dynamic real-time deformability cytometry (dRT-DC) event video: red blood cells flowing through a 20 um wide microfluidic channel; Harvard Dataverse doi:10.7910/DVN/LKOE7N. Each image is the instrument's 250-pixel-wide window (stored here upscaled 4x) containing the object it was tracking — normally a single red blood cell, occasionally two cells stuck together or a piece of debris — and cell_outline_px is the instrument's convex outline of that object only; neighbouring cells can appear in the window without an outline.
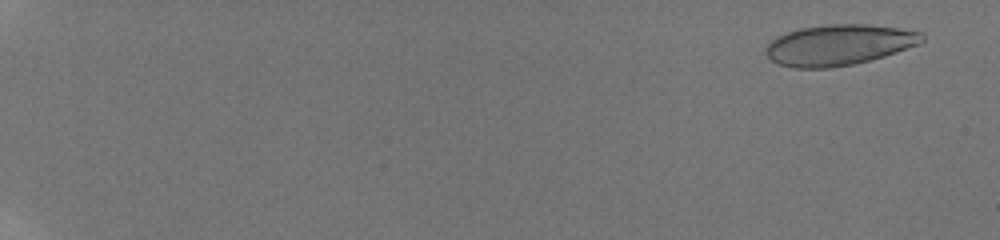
{"species": "human", "species_latin": "Homo sapiens", "temperature_condition": "room temperature", "stored_images_in_passage": 37, "camera_frame_rate_fps": 3000, "um_per_image_px": 0.085, "donor": {"sex": "male"}, "frame": {"image": 1, "passage_image": 1, "time_ms": 0.0, "image_size_px": [1000, 240], "cell_outline_px": [[924, 40], [920, 44], [884, 56], [852, 64], [828, 68], [792, 68], [780, 64], [772, 60], [764, 52], [764, 48], [776, 36], [800, 28], [828, 24], [868, 24], [896, 28], [920, 32], [924, 36]], "centroid_in_image_um": [71.28, 3.81], "position_along_channel_um": 13.7, "area_um2": 36.93}}
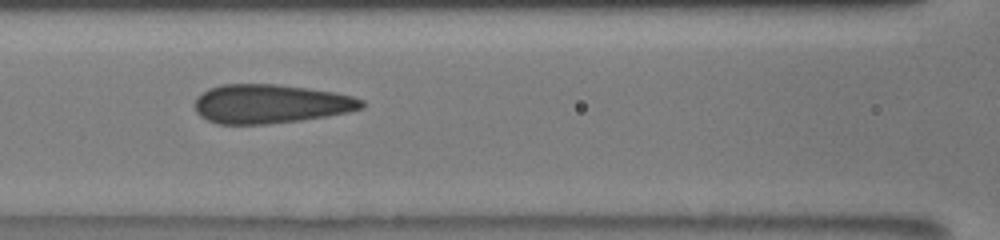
{"frame": {"image": 2, "passage_image": 19, "time_ms": 9.0, "image_size_px": [1000, 240], "cell_outline_px": [[364, 108], [348, 112], [328, 116], [300, 120], [268, 124], [216, 124], [200, 116], [196, 112], [196, 96], [208, 88], [220, 84], [280, 84], [308, 88], [332, 92], [352, 96], [364, 100]], "centroid_in_image_um": [22.98, 8.82], "position_along_channel_um": 143.6, "area_um2": 38.09}}
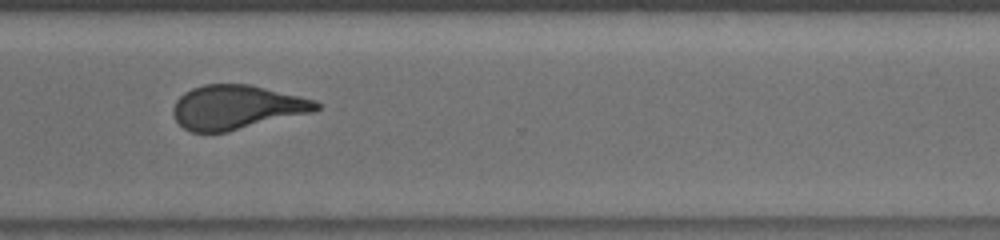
{"frame": {"image": 3, "passage_image": 30, "time_ms": 14.333, "image_size_px": [1000, 240], "cell_outline_px": [[320, 108], [312, 112], [228, 132], [192, 132], [184, 128], [176, 120], [172, 112], [172, 108], [176, 100], [184, 92], [192, 88], [204, 84], [248, 84], [300, 96], [316, 100], [320, 104]], "centroid_in_image_um": [20.09, 9.11], "position_along_channel_um": 350.5, "area_um2": 36.76}, "authors_computed_cell_mechanics": {"area_um2": 37.1654, "velocity_mm_per_s": 3.8926, "shape_relaxation_time_tau1_ms": null, "shape_relaxation_time_tau2_ms": 0.7716, "deformation_change_tau1": null, "deformation_change_tau2": 0.0869}}